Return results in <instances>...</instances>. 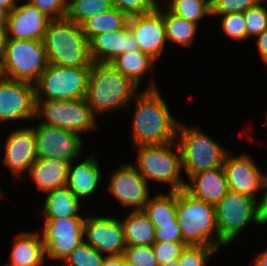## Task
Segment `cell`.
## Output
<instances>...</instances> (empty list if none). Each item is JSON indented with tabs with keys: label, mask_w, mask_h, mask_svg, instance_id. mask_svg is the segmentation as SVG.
Wrapping results in <instances>:
<instances>
[{
	"label": "cell",
	"mask_w": 267,
	"mask_h": 266,
	"mask_svg": "<svg viewBox=\"0 0 267 266\" xmlns=\"http://www.w3.org/2000/svg\"><path fill=\"white\" fill-rule=\"evenodd\" d=\"M152 79L146 90L136 99L132 123V138L135 146L168 144L176 142L179 121L175 120Z\"/></svg>",
	"instance_id": "1"
},
{
	"label": "cell",
	"mask_w": 267,
	"mask_h": 266,
	"mask_svg": "<svg viewBox=\"0 0 267 266\" xmlns=\"http://www.w3.org/2000/svg\"><path fill=\"white\" fill-rule=\"evenodd\" d=\"M138 86L109 63H93L85 100L95 116L127 107Z\"/></svg>",
	"instance_id": "2"
},
{
	"label": "cell",
	"mask_w": 267,
	"mask_h": 266,
	"mask_svg": "<svg viewBox=\"0 0 267 266\" xmlns=\"http://www.w3.org/2000/svg\"><path fill=\"white\" fill-rule=\"evenodd\" d=\"M43 44L49 64L67 67H92L89 40L81 25L67 18L51 20Z\"/></svg>",
	"instance_id": "3"
},
{
	"label": "cell",
	"mask_w": 267,
	"mask_h": 266,
	"mask_svg": "<svg viewBox=\"0 0 267 266\" xmlns=\"http://www.w3.org/2000/svg\"><path fill=\"white\" fill-rule=\"evenodd\" d=\"M177 221L183 242L219 250L215 205L194 198L185 189L177 191Z\"/></svg>",
	"instance_id": "4"
},
{
	"label": "cell",
	"mask_w": 267,
	"mask_h": 266,
	"mask_svg": "<svg viewBox=\"0 0 267 266\" xmlns=\"http://www.w3.org/2000/svg\"><path fill=\"white\" fill-rule=\"evenodd\" d=\"M176 147L178 153L173 151ZM137 167L141 175L148 182H162L170 184L169 191L185 189L186 181L181 178L182 155L179 144L137 145ZM172 148V149H171Z\"/></svg>",
	"instance_id": "5"
},
{
	"label": "cell",
	"mask_w": 267,
	"mask_h": 266,
	"mask_svg": "<svg viewBox=\"0 0 267 266\" xmlns=\"http://www.w3.org/2000/svg\"><path fill=\"white\" fill-rule=\"evenodd\" d=\"M219 248L232 243L246 225H264L258 199L229 190L215 205Z\"/></svg>",
	"instance_id": "6"
},
{
	"label": "cell",
	"mask_w": 267,
	"mask_h": 266,
	"mask_svg": "<svg viewBox=\"0 0 267 266\" xmlns=\"http://www.w3.org/2000/svg\"><path fill=\"white\" fill-rule=\"evenodd\" d=\"M176 140L181 150L182 169L188 179L198 172L221 167L229 151L197 127L189 128L181 121Z\"/></svg>",
	"instance_id": "7"
},
{
	"label": "cell",
	"mask_w": 267,
	"mask_h": 266,
	"mask_svg": "<svg viewBox=\"0 0 267 266\" xmlns=\"http://www.w3.org/2000/svg\"><path fill=\"white\" fill-rule=\"evenodd\" d=\"M6 79L35 84L49 62L43 41L7 38L2 57Z\"/></svg>",
	"instance_id": "8"
},
{
	"label": "cell",
	"mask_w": 267,
	"mask_h": 266,
	"mask_svg": "<svg viewBox=\"0 0 267 266\" xmlns=\"http://www.w3.org/2000/svg\"><path fill=\"white\" fill-rule=\"evenodd\" d=\"M34 118L40 123L74 131L76 133L96 130V116L85 98L71 100L35 99ZM45 118V119H44Z\"/></svg>",
	"instance_id": "9"
},
{
	"label": "cell",
	"mask_w": 267,
	"mask_h": 266,
	"mask_svg": "<svg viewBox=\"0 0 267 266\" xmlns=\"http://www.w3.org/2000/svg\"><path fill=\"white\" fill-rule=\"evenodd\" d=\"M91 67L49 64L35 83V99L71 100L85 98Z\"/></svg>",
	"instance_id": "10"
},
{
	"label": "cell",
	"mask_w": 267,
	"mask_h": 266,
	"mask_svg": "<svg viewBox=\"0 0 267 266\" xmlns=\"http://www.w3.org/2000/svg\"><path fill=\"white\" fill-rule=\"evenodd\" d=\"M84 219L45 218L41 236L47 258L63 261L85 241Z\"/></svg>",
	"instance_id": "11"
},
{
	"label": "cell",
	"mask_w": 267,
	"mask_h": 266,
	"mask_svg": "<svg viewBox=\"0 0 267 266\" xmlns=\"http://www.w3.org/2000/svg\"><path fill=\"white\" fill-rule=\"evenodd\" d=\"M36 138L37 159H59L74 162L82 150L79 133L39 123L32 127Z\"/></svg>",
	"instance_id": "12"
},
{
	"label": "cell",
	"mask_w": 267,
	"mask_h": 266,
	"mask_svg": "<svg viewBox=\"0 0 267 266\" xmlns=\"http://www.w3.org/2000/svg\"><path fill=\"white\" fill-rule=\"evenodd\" d=\"M35 84L3 79L0 81V123L34 120Z\"/></svg>",
	"instance_id": "13"
},
{
	"label": "cell",
	"mask_w": 267,
	"mask_h": 266,
	"mask_svg": "<svg viewBox=\"0 0 267 266\" xmlns=\"http://www.w3.org/2000/svg\"><path fill=\"white\" fill-rule=\"evenodd\" d=\"M107 190L122 206L133 207V210H143L150 195L148 182L130 163L119 166L111 174Z\"/></svg>",
	"instance_id": "14"
},
{
	"label": "cell",
	"mask_w": 267,
	"mask_h": 266,
	"mask_svg": "<svg viewBox=\"0 0 267 266\" xmlns=\"http://www.w3.org/2000/svg\"><path fill=\"white\" fill-rule=\"evenodd\" d=\"M252 158L248 154L234 156L228 151L222 167L229 190L257 199L256 193L263 190L266 173L260 170Z\"/></svg>",
	"instance_id": "15"
},
{
	"label": "cell",
	"mask_w": 267,
	"mask_h": 266,
	"mask_svg": "<svg viewBox=\"0 0 267 266\" xmlns=\"http://www.w3.org/2000/svg\"><path fill=\"white\" fill-rule=\"evenodd\" d=\"M84 236L88 245L106 255H121L126 248L120 219L112 217H85Z\"/></svg>",
	"instance_id": "16"
},
{
	"label": "cell",
	"mask_w": 267,
	"mask_h": 266,
	"mask_svg": "<svg viewBox=\"0 0 267 266\" xmlns=\"http://www.w3.org/2000/svg\"><path fill=\"white\" fill-rule=\"evenodd\" d=\"M3 164L15 178L23 179V172L37 160L36 138L32 127L17 128L5 140Z\"/></svg>",
	"instance_id": "17"
},
{
	"label": "cell",
	"mask_w": 267,
	"mask_h": 266,
	"mask_svg": "<svg viewBox=\"0 0 267 266\" xmlns=\"http://www.w3.org/2000/svg\"><path fill=\"white\" fill-rule=\"evenodd\" d=\"M128 26L139 45V50L156 61L166 44L163 14L155 11L128 18Z\"/></svg>",
	"instance_id": "18"
},
{
	"label": "cell",
	"mask_w": 267,
	"mask_h": 266,
	"mask_svg": "<svg viewBox=\"0 0 267 266\" xmlns=\"http://www.w3.org/2000/svg\"><path fill=\"white\" fill-rule=\"evenodd\" d=\"M50 21L48 16L28 2L16 5L9 12L7 38L42 41Z\"/></svg>",
	"instance_id": "19"
},
{
	"label": "cell",
	"mask_w": 267,
	"mask_h": 266,
	"mask_svg": "<svg viewBox=\"0 0 267 266\" xmlns=\"http://www.w3.org/2000/svg\"><path fill=\"white\" fill-rule=\"evenodd\" d=\"M90 53L94 63H110L118 55L139 50L138 42L128 23L115 32H103L90 41Z\"/></svg>",
	"instance_id": "20"
},
{
	"label": "cell",
	"mask_w": 267,
	"mask_h": 266,
	"mask_svg": "<svg viewBox=\"0 0 267 266\" xmlns=\"http://www.w3.org/2000/svg\"><path fill=\"white\" fill-rule=\"evenodd\" d=\"M185 190L194 198L216 205L229 191L223 167L213 168L192 175Z\"/></svg>",
	"instance_id": "21"
},
{
	"label": "cell",
	"mask_w": 267,
	"mask_h": 266,
	"mask_svg": "<svg viewBox=\"0 0 267 266\" xmlns=\"http://www.w3.org/2000/svg\"><path fill=\"white\" fill-rule=\"evenodd\" d=\"M96 158L90 155L76 166L69 164L66 186L79 200L90 197L98 188L101 177Z\"/></svg>",
	"instance_id": "22"
},
{
	"label": "cell",
	"mask_w": 267,
	"mask_h": 266,
	"mask_svg": "<svg viewBox=\"0 0 267 266\" xmlns=\"http://www.w3.org/2000/svg\"><path fill=\"white\" fill-rule=\"evenodd\" d=\"M8 266H44L46 252L39 232H21L15 236Z\"/></svg>",
	"instance_id": "23"
},
{
	"label": "cell",
	"mask_w": 267,
	"mask_h": 266,
	"mask_svg": "<svg viewBox=\"0 0 267 266\" xmlns=\"http://www.w3.org/2000/svg\"><path fill=\"white\" fill-rule=\"evenodd\" d=\"M68 161L59 159H37L31 166L28 176L35 183L38 191L48 192L66 186Z\"/></svg>",
	"instance_id": "24"
},
{
	"label": "cell",
	"mask_w": 267,
	"mask_h": 266,
	"mask_svg": "<svg viewBox=\"0 0 267 266\" xmlns=\"http://www.w3.org/2000/svg\"><path fill=\"white\" fill-rule=\"evenodd\" d=\"M41 213L45 218H84L79 214L80 200L67 187L56 188L46 192Z\"/></svg>",
	"instance_id": "25"
},
{
	"label": "cell",
	"mask_w": 267,
	"mask_h": 266,
	"mask_svg": "<svg viewBox=\"0 0 267 266\" xmlns=\"http://www.w3.org/2000/svg\"><path fill=\"white\" fill-rule=\"evenodd\" d=\"M120 221L127 246L153 245L155 242V226L143 210H132Z\"/></svg>",
	"instance_id": "26"
},
{
	"label": "cell",
	"mask_w": 267,
	"mask_h": 266,
	"mask_svg": "<svg viewBox=\"0 0 267 266\" xmlns=\"http://www.w3.org/2000/svg\"><path fill=\"white\" fill-rule=\"evenodd\" d=\"M155 61L154 58L141 50H134L118 55L109 64L139 87V83L147 71L154 67Z\"/></svg>",
	"instance_id": "27"
},
{
	"label": "cell",
	"mask_w": 267,
	"mask_h": 266,
	"mask_svg": "<svg viewBox=\"0 0 267 266\" xmlns=\"http://www.w3.org/2000/svg\"><path fill=\"white\" fill-rule=\"evenodd\" d=\"M158 10L163 14L166 41H172L183 47H191L194 43L198 24L185 20L172 13L163 3Z\"/></svg>",
	"instance_id": "28"
},
{
	"label": "cell",
	"mask_w": 267,
	"mask_h": 266,
	"mask_svg": "<svg viewBox=\"0 0 267 266\" xmlns=\"http://www.w3.org/2000/svg\"><path fill=\"white\" fill-rule=\"evenodd\" d=\"M143 211L155 227L159 224L178 223L177 221V191L160 193L149 197Z\"/></svg>",
	"instance_id": "29"
},
{
	"label": "cell",
	"mask_w": 267,
	"mask_h": 266,
	"mask_svg": "<svg viewBox=\"0 0 267 266\" xmlns=\"http://www.w3.org/2000/svg\"><path fill=\"white\" fill-rule=\"evenodd\" d=\"M128 23V17L117 8L93 15L82 24V32L90 41L95 35L103 32H115Z\"/></svg>",
	"instance_id": "30"
},
{
	"label": "cell",
	"mask_w": 267,
	"mask_h": 266,
	"mask_svg": "<svg viewBox=\"0 0 267 266\" xmlns=\"http://www.w3.org/2000/svg\"><path fill=\"white\" fill-rule=\"evenodd\" d=\"M164 5L172 13L195 24H198L204 16H211L209 0H166Z\"/></svg>",
	"instance_id": "31"
},
{
	"label": "cell",
	"mask_w": 267,
	"mask_h": 266,
	"mask_svg": "<svg viewBox=\"0 0 267 266\" xmlns=\"http://www.w3.org/2000/svg\"><path fill=\"white\" fill-rule=\"evenodd\" d=\"M112 8V0H68L66 18L81 25L89 17Z\"/></svg>",
	"instance_id": "32"
},
{
	"label": "cell",
	"mask_w": 267,
	"mask_h": 266,
	"mask_svg": "<svg viewBox=\"0 0 267 266\" xmlns=\"http://www.w3.org/2000/svg\"><path fill=\"white\" fill-rule=\"evenodd\" d=\"M106 255L98 252L85 241L56 266H102Z\"/></svg>",
	"instance_id": "33"
},
{
	"label": "cell",
	"mask_w": 267,
	"mask_h": 266,
	"mask_svg": "<svg viewBox=\"0 0 267 266\" xmlns=\"http://www.w3.org/2000/svg\"><path fill=\"white\" fill-rule=\"evenodd\" d=\"M263 2L266 0L243 12L246 23V39L249 37L255 39L267 29V8L261 5Z\"/></svg>",
	"instance_id": "34"
},
{
	"label": "cell",
	"mask_w": 267,
	"mask_h": 266,
	"mask_svg": "<svg viewBox=\"0 0 267 266\" xmlns=\"http://www.w3.org/2000/svg\"><path fill=\"white\" fill-rule=\"evenodd\" d=\"M122 255L127 266H159L152 245L126 246Z\"/></svg>",
	"instance_id": "35"
},
{
	"label": "cell",
	"mask_w": 267,
	"mask_h": 266,
	"mask_svg": "<svg viewBox=\"0 0 267 266\" xmlns=\"http://www.w3.org/2000/svg\"><path fill=\"white\" fill-rule=\"evenodd\" d=\"M217 251L214 247L186 245L178 261L181 266H206L209 258Z\"/></svg>",
	"instance_id": "36"
},
{
	"label": "cell",
	"mask_w": 267,
	"mask_h": 266,
	"mask_svg": "<svg viewBox=\"0 0 267 266\" xmlns=\"http://www.w3.org/2000/svg\"><path fill=\"white\" fill-rule=\"evenodd\" d=\"M112 4L129 18L155 11L160 2L158 0H112Z\"/></svg>",
	"instance_id": "37"
},
{
	"label": "cell",
	"mask_w": 267,
	"mask_h": 266,
	"mask_svg": "<svg viewBox=\"0 0 267 266\" xmlns=\"http://www.w3.org/2000/svg\"><path fill=\"white\" fill-rule=\"evenodd\" d=\"M221 26L224 34L234 41L246 40V23L243 12L222 15Z\"/></svg>",
	"instance_id": "38"
},
{
	"label": "cell",
	"mask_w": 267,
	"mask_h": 266,
	"mask_svg": "<svg viewBox=\"0 0 267 266\" xmlns=\"http://www.w3.org/2000/svg\"><path fill=\"white\" fill-rule=\"evenodd\" d=\"M263 0H214L211 3V16L245 12Z\"/></svg>",
	"instance_id": "39"
},
{
	"label": "cell",
	"mask_w": 267,
	"mask_h": 266,
	"mask_svg": "<svg viewBox=\"0 0 267 266\" xmlns=\"http://www.w3.org/2000/svg\"><path fill=\"white\" fill-rule=\"evenodd\" d=\"M152 247L158 265H161L178 259L186 244L184 242H154Z\"/></svg>",
	"instance_id": "40"
},
{
	"label": "cell",
	"mask_w": 267,
	"mask_h": 266,
	"mask_svg": "<svg viewBox=\"0 0 267 266\" xmlns=\"http://www.w3.org/2000/svg\"><path fill=\"white\" fill-rule=\"evenodd\" d=\"M27 2L36 6L51 20L66 18L68 0H27Z\"/></svg>",
	"instance_id": "41"
},
{
	"label": "cell",
	"mask_w": 267,
	"mask_h": 266,
	"mask_svg": "<svg viewBox=\"0 0 267 266\" xmlns=\"http://www.w3.org/2000/svg\"><path fill=\"white\" fill-rule=\"evenodd\" d=\"M155 242H183L179 224H159L155 227Z\"/></svg>",
	"instance_id": "42"
},
{
	"label": "cell",
	"mask_w": 267,
	"mask_h": 266,
	"mask_svg": "<svg viewBox=\"0 0 267 266\" xmlns=\"http://www.w3.org/2000/svg\"><path fill=\"white\" fill-rule=\"evenodd\" d=\"M255 39L260 57L267 66V29L259 34Z\"/></svg>",
	"instance_id": "43"
},
{
	"label": "cell",
	"mask_w": 267,
	"mask_h": 266,
	"mask_svg": "<svg viewBox=\"0 0 267 266\" xmlns=\"http://www.w3.org/2000/svg\"><path fill=\"white\" fill-rule=\"evenodd\" d=\"M266 189V191L263 192L261 195L262 197L260 198L259 204H260V216L262 219V222L267 224V173L266 177L263 183V189Z\"/></svg>",
	"instance_id": "44"
},
{
	"label": "cell",
	"mask_w": 267,
	"mask_h": 266,
	"mask_svg": "<svg viewBox=\"0 0 267 266\" xmlns=\"http://www.w3.org/2000/svg\"><path fill=\"white\" fill-rule=\"evenodd\" d=\"M102 266H127L123 255L106 256Z\"/></svg>",
	"instance_id": "45"
},
{
	"label": "cell",
	"mask_w": 267,
	"mask_h": 266,
	"mask_svg": "<svg viewBox=\"0 0 267 266\" xmlns=\"http://www.w3.org/2000/svg\"><path fill=\"white\" fill-rule=\"evenodd\" d=\"M7 40V27L6 24L0 23V57H3Z\"/></svg>",
	"instance_id": "46"
},
{
	"label": "cell",
	"mask_w": 267,
	"mask_h": 266,
	"mask_svg": "<svg viewBox=\"0 0 267 266\" xmlns=\"http://www.w3.org/2000/svg\"><path fill=\"white\" fill-rule=\"evenodd\" d=\"M254 266H267V249L258 254Z\"/></svg>",
	"instance_id": "47"
},
{
	"label": "cell",
	"mask_w": 267,
	"mask_h": 266,
	"mask_svg": "<svg viewBox=\"0 0 267 266\" xmlns=\"http://www.w3.org/2000/svg\"><path fill=\"white\" fill-rule=\"evenodd\" d=\"M18 0H0V5L4 6L9 12L18 4Z\"/></svg>",
	"instance_id": "48"
},
{
	"label": "cell",
	"mask_w": 267,
	"mask_h": 266,
	"mask_svg": "<svg viewBox=\"0 0 267 266\" xmlns=\"http://www.w3.org/2000/svg\"><path fill=\"white\" fill-rule=\"evenodd\" d=\"M9 11L4 7L0 5V23L6 24L8 21Z\"/></svg>",
	"instance_id": "49"
},
{
	"label": "cell",
	"mask_w": 267,
	"mask_h": 266,
	"mask_svg": "<svg viewBox=\"0 0 267 266\" xmlns=\"http://www.w3.org/2000/svg\"><path fill=\"white\" fill-rule=\"evenodd\" d=\"M159 266H181V265H180L178 259H174V260L169 261L166 264H161Z\"/></svg>",
	"instance_id": "50"
},
{
	"label": "cell",
	"mask_w": 267,
	"mask_h": 266,
	"mask_svg": "<svg viewBox=\"0 0 267 266\" xmlns=\"http://www.w3.org/2000/svg\"><path fill=\"white\" fill-rule=\"evenodd\" d=\"M3 79H5V75H4L2 57H0V81Z\"/></svg>",
	"instance_id": "51"
}]
</instances>
